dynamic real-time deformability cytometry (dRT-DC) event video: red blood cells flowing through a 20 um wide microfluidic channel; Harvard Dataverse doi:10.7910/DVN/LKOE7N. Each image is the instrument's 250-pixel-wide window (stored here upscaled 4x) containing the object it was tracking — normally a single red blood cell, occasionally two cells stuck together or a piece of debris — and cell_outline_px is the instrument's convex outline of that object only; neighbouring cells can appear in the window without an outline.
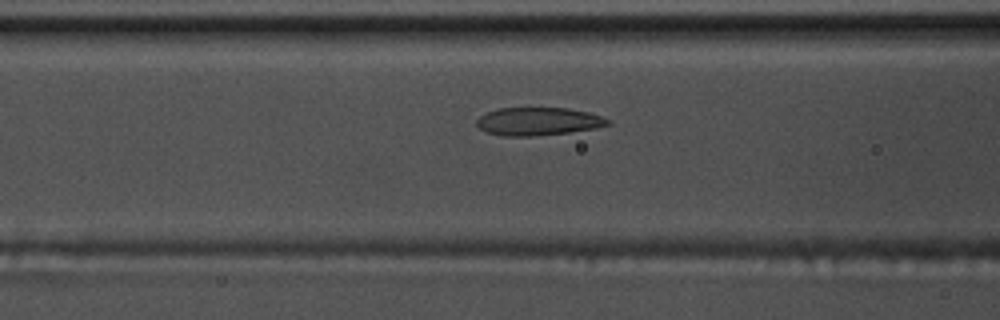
{"species": "common noctule bat (a hibernating species)", "species_latin": "Nyctalus noctula", "temperature_condition": "warm", "stored_images_in_passage": 50, "camera_frame_rate_fps": 3000, "um_per_image_px": 0.085, "animal": {"sex": "male", "body_mass_g": 17.5, "forearm_length_mm": 52.3}, "frame": {"image": 1, "passage_image": 17, "time_ms": 5.333, "image_size_px": [1000, 320], "cell_outline_px": [[612, 124], [596, 128], [568, 132], [532, 136], [504, 136], [488, 132], [480, 128], [476, 124], [476, 120], [480, 116], [488, 112], [500, 108], [568, 108], [588, 112], [612, 120]], "centroid_in_image_um": [45.78, 10.31], "position_along_channel_um": 120.8, "area_um2": 21.27}}
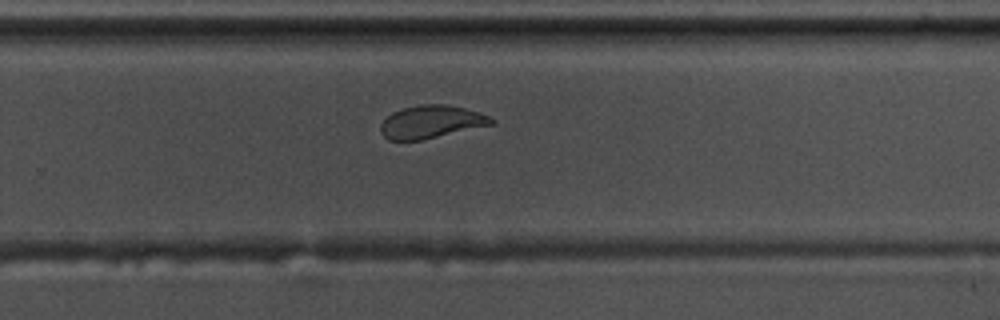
{"frame": {"image": 2, "passage_image": 31, "time_ms": 10.0, "image_size_px": [1000, 320], "cell_outline_px": [[496, 120], [492, 124], [420, 140], [388, 140], [380, 132], [380, 124], [392, 112], [404, 108], [420, 104], [448, 104], [464, 108], [488, 116]], "centroid_in_image_um": [36.61, 10.35], "position_along_channel_um": 293.2, "area_um2": 20.87}}
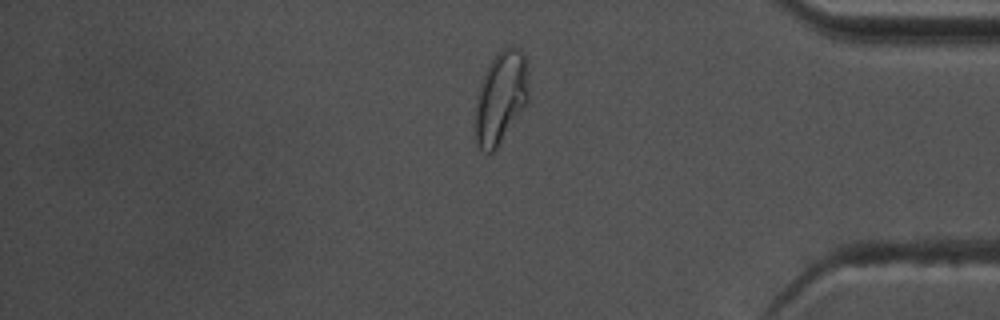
{"frame": {"image": 3, "passage_image": 41, "time_ms": 13.333, "image_size_px": [1000, 320], "cell_outline_px": [[528, 100], [496, 148], [492, 152], [488, 152], [480, 148], [476, 144], [472, 124], [476, 100], [480, 84], [496, 52], [500, 48], [508, 44], [520, 48], [524, 52], [528, 72]], "centroid_in_image_um": [42.54, 8.24], "position_along_channel_um": 392.7, "area_um2": 29.07}, "authors_computed_cell_mechanics": {"area_um2": 22.4842, "velocity_mm_per_s": 3.7034, "shape_relaxation_time_tau1_ms": 5.9926, "shape_relaxation_time_tau2_ms": 1.5259, "deformation_change_tau1": 0.1684, "deformation_change_tau2": 0.069}}